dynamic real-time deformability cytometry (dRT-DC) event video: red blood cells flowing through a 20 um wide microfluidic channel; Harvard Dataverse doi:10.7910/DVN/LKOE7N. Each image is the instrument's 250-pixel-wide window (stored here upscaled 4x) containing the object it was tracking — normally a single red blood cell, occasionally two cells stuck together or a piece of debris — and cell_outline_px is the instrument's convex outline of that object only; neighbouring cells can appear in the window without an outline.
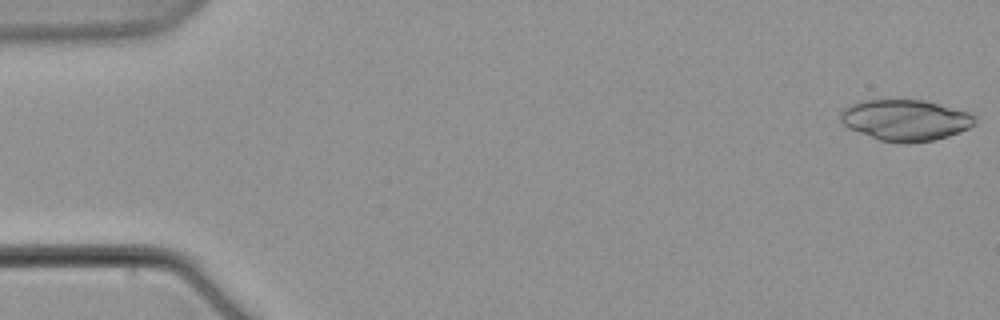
{"species": "common noctule bat (a hibernating species)", "species_latin": "Nyctalus noctula", "temperature_condition": "warm", "stored_images_in_passage": 7, "camera_frame_rate_fps": 3000, "um_per_image_px": 0.085, "animal": {"sex": "male", "body_mass_g": 21.5, "forearm_length_mm": 52.0}, "frame": {"image": 1, "passage_image": 1, "time_ms": 0.0, "image_size_px": [1000, 320], "cell_outline_px": [[976, 124], [960, 132], [948, 136], [932, 140], [908, 144], [904, 144], [880, 140], [848, 128], [840, 120], [840, 112], [844, 108], [860, 100], [920, 100], [940, 104], [972, 112], [976, 116]], "centroid_in_image_um": [76.99, 10.21], "position_along_channel_um": 8.0, "area_um2": 32.37}}